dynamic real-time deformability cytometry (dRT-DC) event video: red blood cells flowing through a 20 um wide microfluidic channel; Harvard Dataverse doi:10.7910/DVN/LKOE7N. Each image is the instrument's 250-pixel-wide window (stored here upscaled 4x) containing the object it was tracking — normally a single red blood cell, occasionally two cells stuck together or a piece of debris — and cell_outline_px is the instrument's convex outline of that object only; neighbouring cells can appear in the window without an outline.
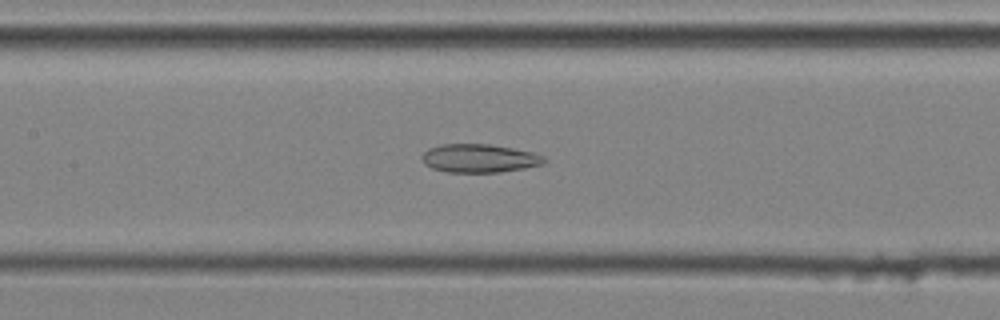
{"species": "common noctule bat (a hibernating species)", "species_latin": "Nyctalus noctula", "temperature_condition": "cold", "stored_images_in_passage": 40, "camera_frame_rate_fps": 3000, "um_per_image_px": 0.085, "animal": {"sex": "male", "body_mass_g": 20.4}, "frame": {"image": 1, "passage_image": 16, "time_ms": 5.0, "image_size_px": [1000, 320], "cell_outline_px": [[548, 160], [544, 164], [524, 168], [500, 172], [444, 172], [432, 168], [424, 164], [420, 156], [428, 148], [440, 144], [488, 144], [512, 148], [532, 152]], "centroid_in_image_um": [40.69, 13.46], "position_along_channel_um": 166.7, "area_um2": 20.29}}
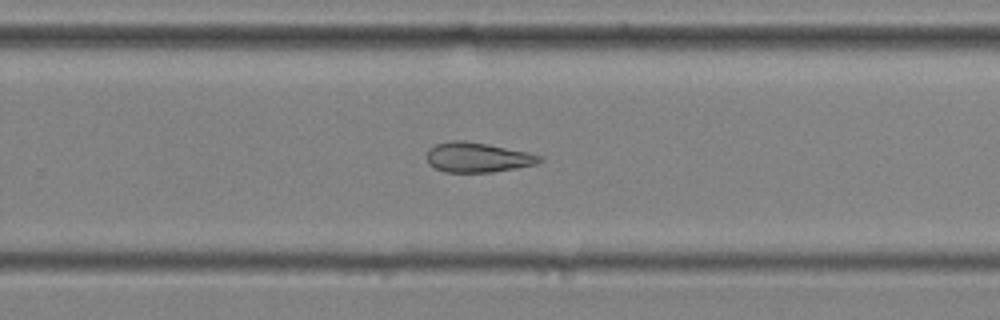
{"frame": {"image": 2, "passage_image": 25, "time_ms": 8.0, "image_size_px": [1000, 320], "cell_outline_px": [[544, 160], [536, 164], [516, 168], [492, 172], [444, 172], [428, 164], [428, 148], [436, 144], [452, 140], [464, 140], [488, 144], [528, 152], [540, 156]], "centroid_in_image_um": [40.59, 13.37], "position_along_channel_um": 289.2, "area_um2": 19.59}}
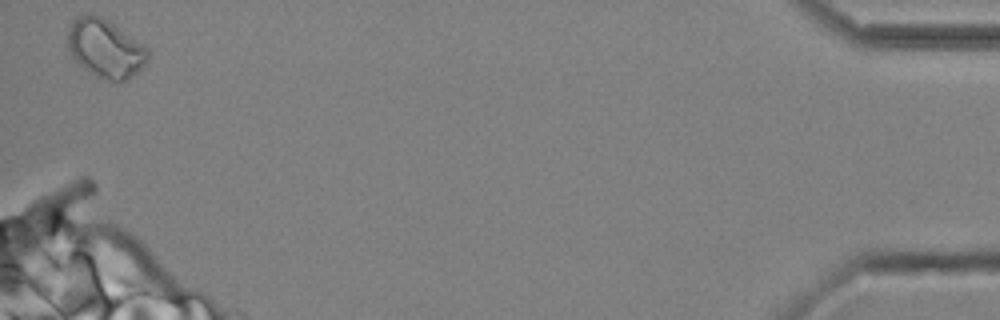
{"frame": {"image": 3, "passage_image": 40, "time_ms": 13.0, "image_size_px": [1000, 320], "cell_outline_px": [[148, 60], [128, 80], [120, 84], [104, 80], [88, 72], [72, 56], [68, 48], [68, 32], [72, 24], [80, 16], [88, 12], [92, 12], [100, 16], [144, 44], [148, 48]], "centroid_in_image_um": [8.97, 4.15], "position_along_channel_um": 426.2, "area_um2": 27.22}, "authors_computed_cell_mechanics": {"area_um2": 21.1259, "velocity_mm_per_s": 4.0997, "shape_relaxation_time_tau1_ms": null, "shape_relaxation_time_tau2_ms": 5.8521, "deformation_change_tau1": null, "deformation_change_tau2": 0.1608}}